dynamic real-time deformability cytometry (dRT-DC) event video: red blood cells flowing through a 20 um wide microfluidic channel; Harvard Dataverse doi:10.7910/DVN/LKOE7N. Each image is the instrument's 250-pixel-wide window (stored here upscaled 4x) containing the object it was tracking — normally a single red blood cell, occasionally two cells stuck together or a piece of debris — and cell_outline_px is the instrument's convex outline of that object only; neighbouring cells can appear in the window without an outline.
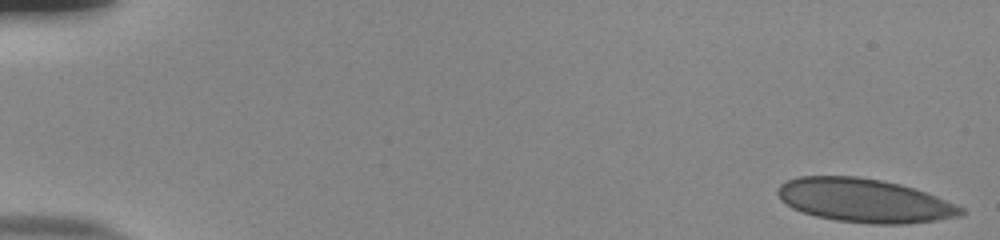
{"species": "human", "species_latin": "Homo sapiens", "temperature_condition": "room temperature", "stored_images_in_passage": 54, "camera_frame_rate_fps": 3000, "um_per_image_px": 0.085, "donor": {"sex": "male"}, "frame": {"image": 1, "passage_image": 1, "time_ms": 0.0, "image_size_px": [1000, 240], "cell_outline_px": [[964, 216], [936, 220], [904, 224], [872, 224], [836, 220], [816, 216], [792, 208], [780, 200], [776, 192], [780, 184], [788, 180], [800, 176], [856, 176], [880, 180], [900, 184], [936, 196], [964, 208]], "centroid_in_image_um": [73.46, 17.05], "position_along_channel_um": 11.5, "area_um2": 46.53}}
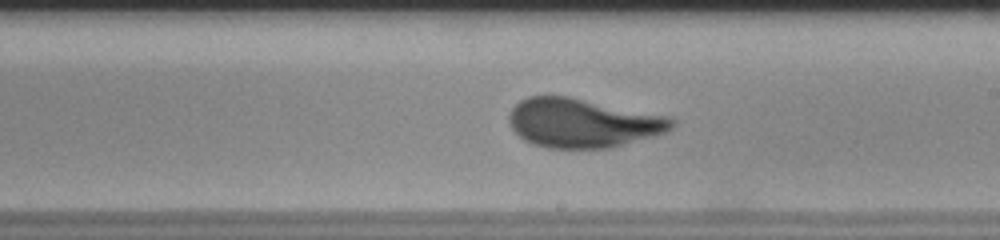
{"frame": {"image": 2, "passage_image": 32, "time_ms": 10.333, "image_size_px": [1000, 240], "cell_outline_px": [[676, 124], [668, 132], [608, 148], [548, 148], [532, 144], [524, 140], [512, 128], [508, 120], [508, 112], [520, 100], [528, 96], [568, 96], [672, 116], [676, 120]], "centroid_in_image_um": [49.56, 10.44], "position_along_channel_um": 239.4, "area_um2": 46.88}}
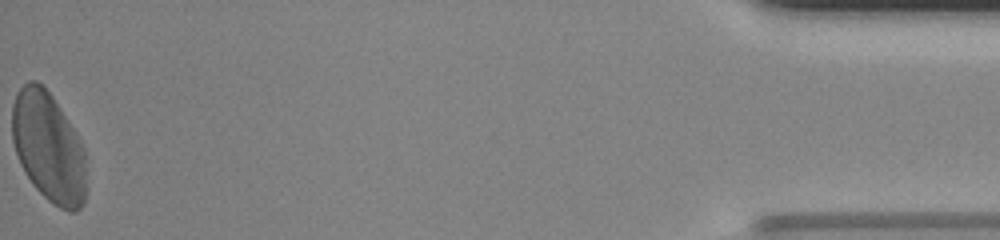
{"frame": {"image": 3, "passage_image": 54, "time_ms": 17.667, "image_size_px": [1000, 240], "cell_outline_px": [[84, 204], [76, 212], [68, 212], [52, 204], [32, 184], [24, 172], [20, 164], [12, 140], [12, 104], [16, 92], [28, 80], [36, 80], [44, 84], [60, 108], [84, 148]], "centroid_in_image_um": [4.08, 12.49], "position_along_channel_um": 431.1, "area_um2": 47.34}, "authors_computed_cell_mechanics": {"area_um2": 46.4712, "velocity_mm_per_s": 3.7797, "shape_relaxation_time_tau1_ms": 4.077, "shape_relaxation_time_tau2_ms": null, "deformation_change_tau1": 0.1347, "deformation_change_tau2": null}}